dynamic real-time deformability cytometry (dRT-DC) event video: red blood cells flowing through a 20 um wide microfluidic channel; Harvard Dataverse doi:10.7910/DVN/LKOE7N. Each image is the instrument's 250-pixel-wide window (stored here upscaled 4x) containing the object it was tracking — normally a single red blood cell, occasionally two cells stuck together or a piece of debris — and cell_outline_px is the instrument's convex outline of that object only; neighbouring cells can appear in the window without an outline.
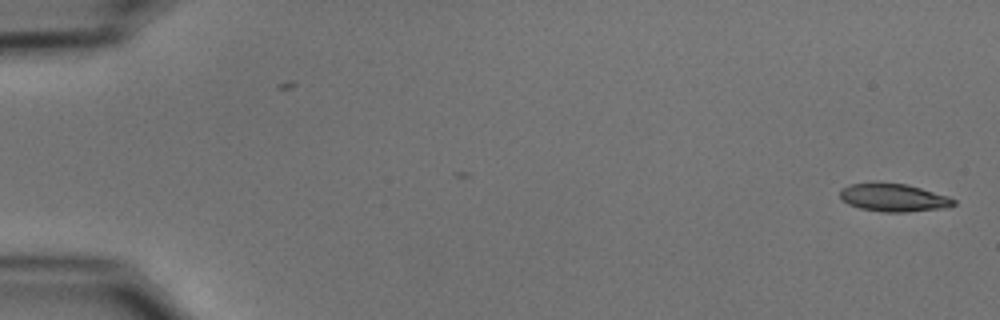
{"species": "common noctule bat (a hibernating species)", "species_latin": "Nyctalus noctula", "temperature_condition": "cold", "stored_images_in_passage": 15, "camera_frame_rate_fps": 3000, "um_per_image_px": 0.085, "animal": {"sex": "male", "body_mass_g": 15.6}, "frame": {"image": 1, "passage_image": 1, "time_ms": 0.0, "image_size_px": [1000, 320], "cell_outline_px": [[956, 204], [948, 208], [904, 212], [884, 212], [860, 208], [848, 204], [840, 200], [840, 188], [852, 184], [908, 184], [948, 196], [956, 200]], "centroid_in_image_um": [75.98, 16.82], "position_along_channel_um": 9.0, "area_um2": 18.32}}
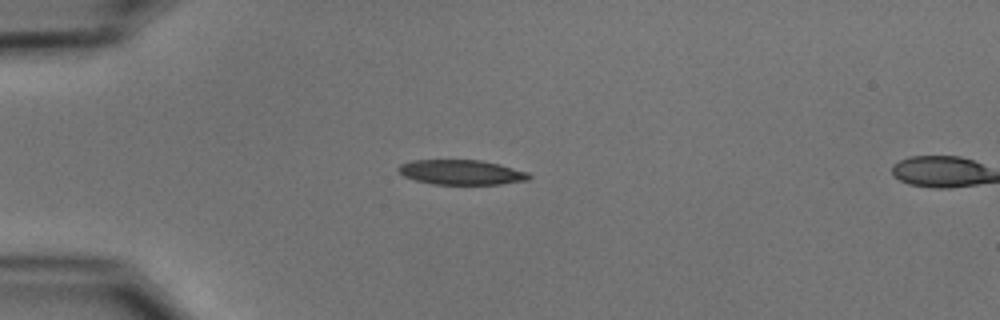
{"frame": {"image": 2, "passage_image": 14, "time_ms": 4.333, "image_size_px": [1000, 320], "cell_outline_px": [[532, 176], [528, 180], [500, 184], [432, 184], [416, 180], [404, 176], [396, 168], [400, 164], [412, 160], [480, 160], [500, 164], [528, 172]], "centroid_in_image_um": [39.22, 14.64], "position_along_channel_um": 45.8, "area_um2": 18.9}}